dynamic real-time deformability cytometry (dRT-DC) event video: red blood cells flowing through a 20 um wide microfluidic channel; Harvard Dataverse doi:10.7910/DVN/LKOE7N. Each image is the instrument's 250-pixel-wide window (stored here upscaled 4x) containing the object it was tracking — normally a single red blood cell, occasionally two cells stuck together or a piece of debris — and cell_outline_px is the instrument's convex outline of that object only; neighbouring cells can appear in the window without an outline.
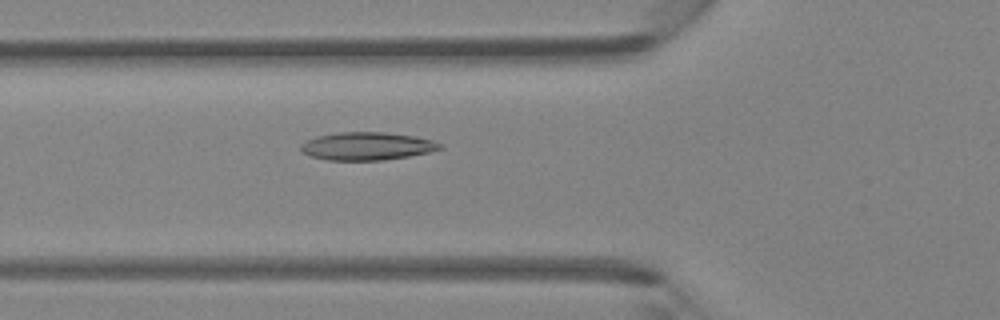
{"species": "Egyptian fruit bat (a non-hibernating species)", "species_latin": "Rousettus aegyptiacus", "temperature_condition": "room temperature", "stored_images_in_passage": 31, "camera_frame_rate_fps": 3000, "um_per_image_px": 0.085, "animal": {"sex": "female"}, "frame": {"image": 1, "passage_image": 4, "time_ms": 1.0, "image_size_px": [1000, 320], "cell_outline_px": [[444, 148], [428, 152], [408, 156], [384, 160], [328, 160], [312, 156], [304, 152], [300, 148], [300, 144], [316, 136], [340, 132], [384, 132], [412, 136], [432, 140], [444, 144]], "centroid_in_image_um": [31.22, 12.42], "position_along_channel_um": 94.6, "area_um2": 22.48}}
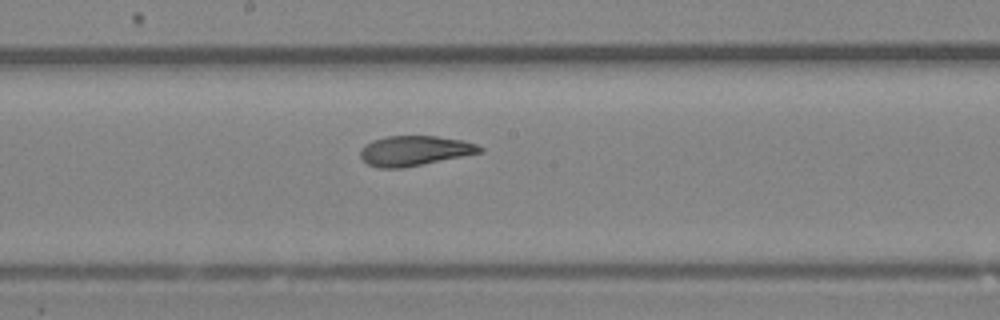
{"frame": {"image": 2, "passage_image": 12, "time_ms": 3.667, "image_size_px": [1000, 320], "cell_outline_px": [[484, 152], [404, 168], [376, 168], [368, 164], [360, 156], [360, 148], [364, 144], [372, 140], [384, 136], [436, 136], [460, 140], [476, 144], [484, 148]], "centroid_in_image_um": [35.21, 12.82], "position_along_channel_um": 213.0, "area_um2": 21.04}}
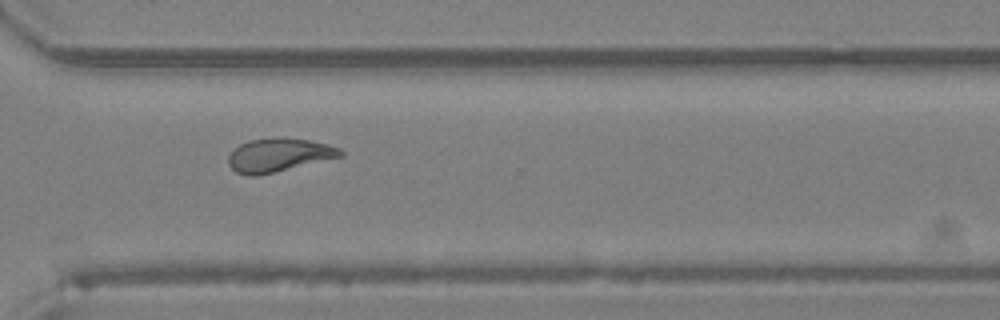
{"frame": {"image": 3, "passage_image": 21, "time_ms": 6.667, "image_size_px": [1000, 320], "cell_outline_px": [[344, 156], [256, 176], [248, 176], [236, 172], [228, 164], [228, 156], [240, 144], [248, 140], [276, 136], [308, 140], [328, 144], [344, 152]], "centroid_in_image_um": [23.68, 13.17], "position_along_channel_um": 346.9, "area_um2": 21.85}}